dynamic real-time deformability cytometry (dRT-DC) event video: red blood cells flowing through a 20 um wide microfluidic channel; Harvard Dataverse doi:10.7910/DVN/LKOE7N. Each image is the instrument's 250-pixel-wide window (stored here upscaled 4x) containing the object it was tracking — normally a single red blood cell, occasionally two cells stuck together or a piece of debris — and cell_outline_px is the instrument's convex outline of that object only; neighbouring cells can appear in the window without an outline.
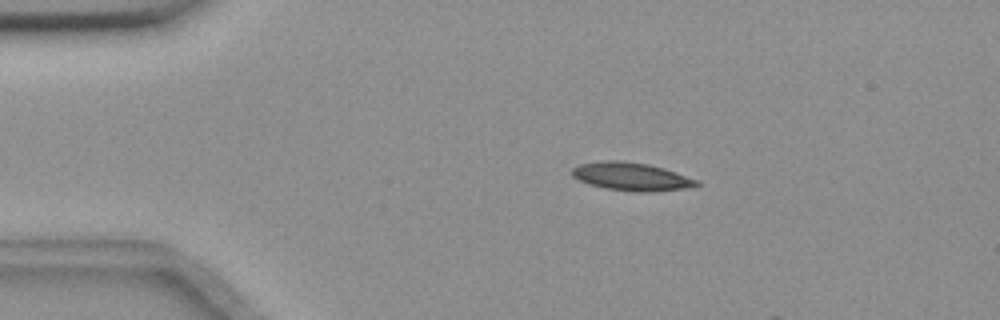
{"species": "common noctule bat (a hibernating species)", "species_latin": "Nyctalus noctula", "temperature_condition": "room temperature", "stored_images_in_passage": 13, "camera_frame_rate_fps": 3000, "um_per_image_px": 0.085, "animal": {"sex": "female", "body_mass_g": 18.4}, "frame": {"image": 1, "passage_image": 10, "time_ms": 3.0, "image_size_px": [1000, 320], "cell_outline_px": [[700, 184], [696, 188], [648, 192], [636, 192], [604, 188], [588, 184], [572, 176], [572, 168], [580, 164], [604, 160], [624, 160], [648, 164], [664, 168], [700, 180]], "centroid_in_image_um": [53.74, 15.01], "position_along_channel_um": 31.3, "area_um2": 20.81}}